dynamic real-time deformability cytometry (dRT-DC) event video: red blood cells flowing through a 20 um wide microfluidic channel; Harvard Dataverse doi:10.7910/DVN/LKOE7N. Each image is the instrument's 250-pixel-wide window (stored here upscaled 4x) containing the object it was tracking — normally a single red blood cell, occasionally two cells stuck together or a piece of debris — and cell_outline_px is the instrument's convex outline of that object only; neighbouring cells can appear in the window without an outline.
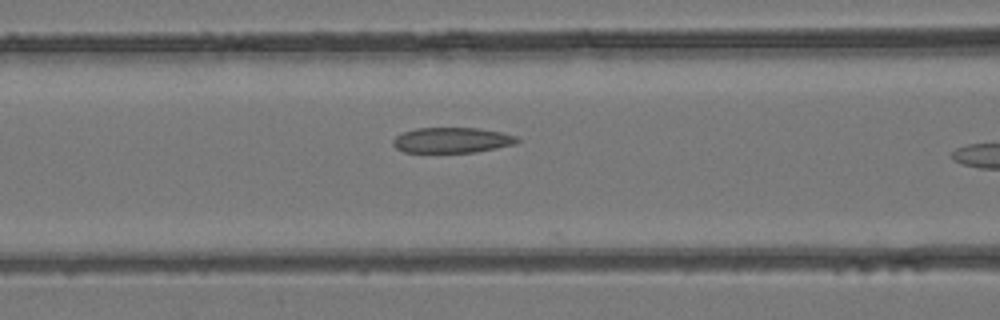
{"species": "common noctule bat (a hibernating species)", "species_latin": "Nyctalus noctula", "temperature_condition": "room temperature", "stored_images_in_passage": 21, "camera_frame_rate_fps": 3000, "um_per_image_px": 0.085, "animal": {"sex": "female", "body_mass_g": 24.6, "forearm_length_mm": 56.2}, "frame": {"image": 1, "passage_image": 12, "time_ms": 3.667, "image_size_px": [1000, 320], "cell_outline_px": [[520, 140], [516, 144], [476, 152], [404, 152], [396, 148], [392, 144], [392, 140], [396, 136], [404, 132], [416, 128], [480, 128], [504, 132], [516, 136]], "centroid_in_image_um": [38.44, 11.91], "position_along_channel_um": 128.2, "area_um2": 18.5}}